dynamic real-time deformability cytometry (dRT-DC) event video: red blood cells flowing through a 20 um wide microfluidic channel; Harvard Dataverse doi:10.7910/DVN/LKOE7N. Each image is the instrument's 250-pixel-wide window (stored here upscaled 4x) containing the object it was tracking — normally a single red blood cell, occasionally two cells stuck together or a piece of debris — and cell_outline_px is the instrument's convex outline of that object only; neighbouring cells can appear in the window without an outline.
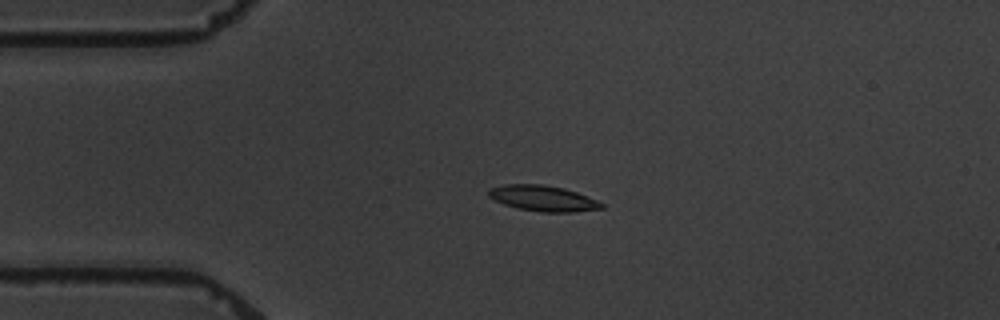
{"species": "common noctule bat (a hibernating species)", "species_latin": "Nyctalus noctula", "temperature_condition": "warm", "stored_images_in_passage": 4, "camera_frame_rate_fps": 3000, "um_per_image_px": 0.085, "animal": {"sex": "male", "body_mass_g": 19.5, "forearm_length_mm": 54.6}, "frame": {"image": 1, "passage_image": 3, "time_ms": 2.333, "image_size_px": [1000, 320], "cell_outline_px": [[604, 208], [572, 212], [540, 212], [516, 208], [504, 204], [488, 196], [488, 192], [492, 188], [504, 184], [540, 184], [564, 188], [576, 192], [596, 200], [604, 204]], "centroid_in_image_um": [46.16, 16.86], "position_along_channel_um": 38.8, "area_um2": 16.76}}